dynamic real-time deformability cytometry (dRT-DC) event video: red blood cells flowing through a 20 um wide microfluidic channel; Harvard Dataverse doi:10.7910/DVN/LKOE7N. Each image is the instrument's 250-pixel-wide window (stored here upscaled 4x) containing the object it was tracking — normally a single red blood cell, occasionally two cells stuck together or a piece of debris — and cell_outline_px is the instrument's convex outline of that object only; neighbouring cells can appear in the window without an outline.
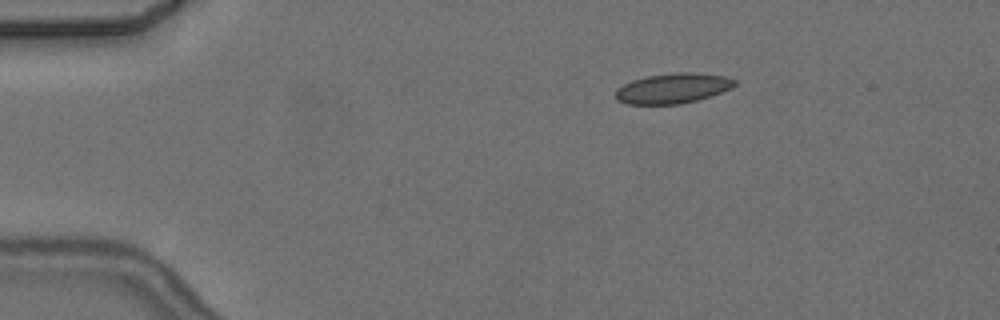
{"species": "common noctule bat (a hibernating species)", "species_latin": "Nyctalus noctula", "temperature_condition": "cold", "stored_images_in_passage": 3, "camera_frame_rate_fps": 3000, "um_per_image_px": 0.085, "animal": {"sex": "female", "body_mass_g": 24.6, "forearm_length_mm": 56.2}, "frame": {"image": 1, "passage_image": 1, "time_ms": 0.0, "image_size_px": [1000, 320], "cell_outline_px": [[736, 84], [732, 88], [712, 96], [680, 104], [628, 104], [616, 100], [616, 88], [632, 80], [648, 76], [676, 72], [692, 72], [724, 76], [736, 80]], "centroid_in_image_um": [57.2, 7.51], "position_along_channel_um": 27.8, "area_um2": 20.92}}